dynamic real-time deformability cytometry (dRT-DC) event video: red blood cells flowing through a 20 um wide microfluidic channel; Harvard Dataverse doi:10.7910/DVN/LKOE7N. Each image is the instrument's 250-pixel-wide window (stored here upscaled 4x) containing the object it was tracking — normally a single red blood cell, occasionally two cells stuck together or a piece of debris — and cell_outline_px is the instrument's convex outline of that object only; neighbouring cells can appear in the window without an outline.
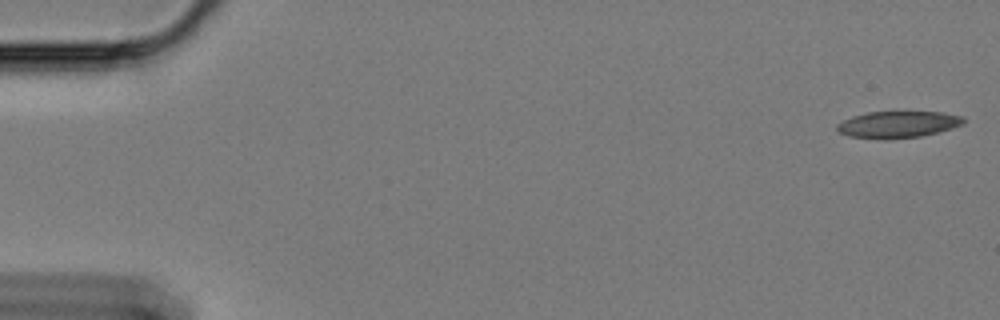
{"species": "Egyptian fruit bat (a non-hibernating species)", "species_latin": "Rousettus aegyptiacus", "temperature_condition": "cold", "stored_images_in_passage": 59, "camera_frame_rate_fps": 3000, "um_per_image_px": 0.085, "animal": {"sex": "female"}, "frame": {"image": 1, "passage_image": 1, "time_ms": 0.0, "image_size_px": [1000, 320], "cell_outline_px": [[964, 124], [952, 128], [920, 136], [848, 136], [840, 132], [836, 128], [836, 124], [852, 116], [868, 112], [892, 108], [944, 112], [964, 116]], "centroid_in_image_um": [76.4, 10.46], "position_along_channel_um": 8.6, "area_um2": 19.77}}
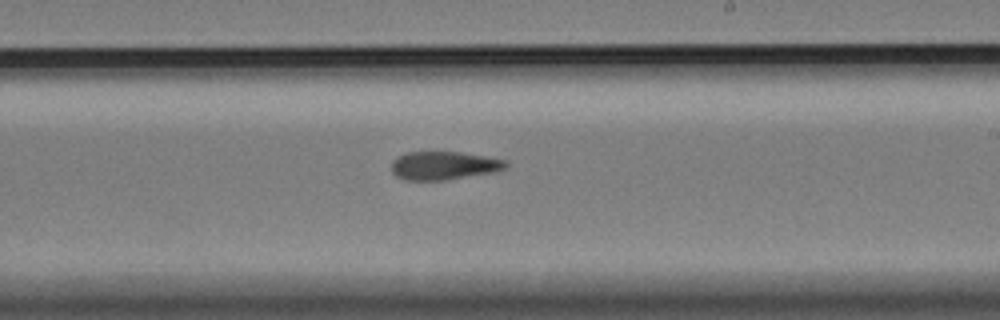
{"frame": {"image": 2, "passage_image": 35, "time_ms": 11.333, "image_size_px": [1000, 320], "cell_outline_px": [[508, 164], [504, 168], [496, 172], [444, 180], [404, 180], [396, 176], [392, 172], [392, 160], [396, 156], [408, 152], [460, 152], [508, 160]], "centroid_in_image_um": [37.72, 14.07], "position_along_channel_um": 251.3, "area_um2": 18.96}}
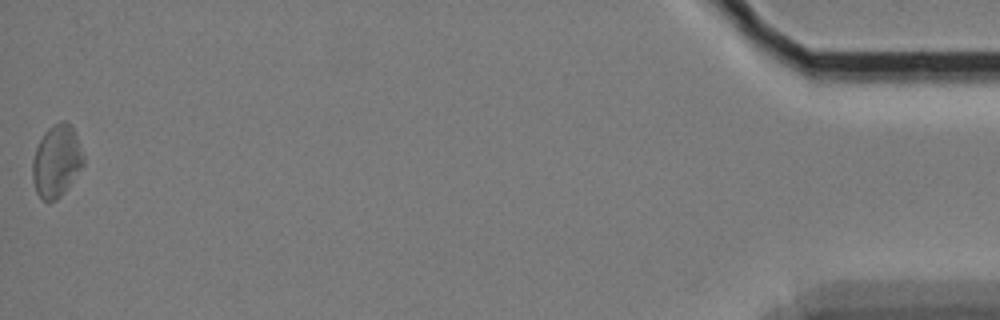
{"frame": {"image": 3, "passage_image": 59, "time_ms": 19.333, "image_size_px": [1000, 320], "cell_outline_px": [[84, 164], [64, 192], [56, 200], [44, 200], [36, 192], [32, 180], [32, 160], [36, 148], [44, 132], [52, 124], [60, 120], [64, 120], [72, 128], [76, 136], [84, 156]], "centroid_in_image_um": [4.79, 13.68], "position_along_channel_um": 430.4, "area_um2": 21.21}}